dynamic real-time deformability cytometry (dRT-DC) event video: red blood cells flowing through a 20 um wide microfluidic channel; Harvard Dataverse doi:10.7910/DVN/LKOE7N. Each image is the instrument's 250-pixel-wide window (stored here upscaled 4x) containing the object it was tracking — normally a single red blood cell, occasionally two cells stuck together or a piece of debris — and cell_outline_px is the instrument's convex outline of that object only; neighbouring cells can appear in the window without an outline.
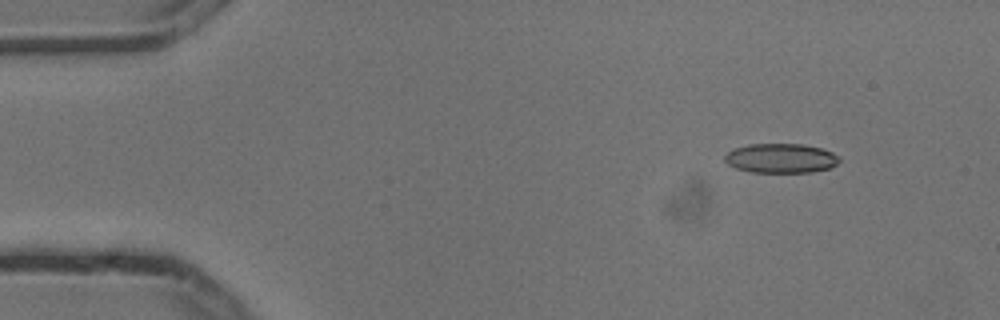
{"species": "common noctule bat (a hibernating species)", "species_latin": "Nyctalus noctula", "temperature_condition": "cold", "stored_images_in_passage": 5, "camera_frame_rate_fps": 3000, "um_per_image_px": 0.085, "animal": {"sex": "male", "body_mass_g": 13.3}, "frame": {"image": 1, "passage_image": 2, "time_ms": 0.333, "image_size_px": [1000, 320], "cell_outline_px": [[840, 160], [836, 164], [828, 168], [812, 172], [752, 172], [736, 168], [728, 164], [724, 160], [724, 156], [728, 152], [736, 148], [748, 144], [800, 144], [820, 148], [832, 152], [840, 156]], "centroid_in_image_um": [66.37, 13.45], "position_along_channel_um": 18.6, "area_um2": 19.54}}
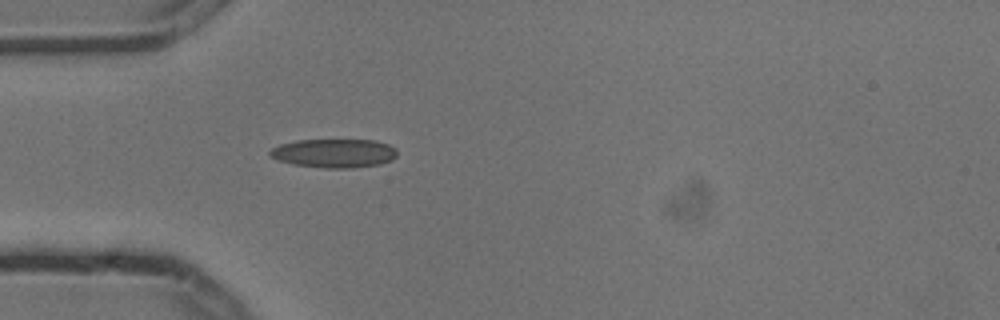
{"frame": {"image": 2, "passage_image": 5, "time_ms": 1.333, "image_size_px": [1000, 320], "cell_outline_px": [[396, 156], [392, 160], [380, 164], [352, 168], [324, 168], [292, 164], [280, 160], [272, 156], [268, 152], [272, 148], [280, 144], [296, 140], [376, 140], [388, 144], [396, 148]], "centroid_in_image_um": [28.43, 13.02], "position_along_channel_um": 56.6, "area_um2": 21.33}}